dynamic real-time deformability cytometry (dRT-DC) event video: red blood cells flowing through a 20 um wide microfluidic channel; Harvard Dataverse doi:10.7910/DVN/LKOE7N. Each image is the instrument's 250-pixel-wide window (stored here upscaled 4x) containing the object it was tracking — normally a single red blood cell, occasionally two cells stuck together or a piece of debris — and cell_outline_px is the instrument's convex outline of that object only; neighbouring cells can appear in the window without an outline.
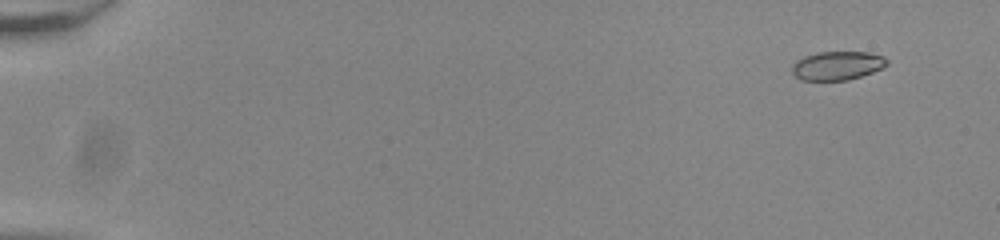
{"species": "common noctule bat (a hibernating species)", "species_latin": "Nyctalus noctula", "temperature_condition": "room temperature", "stored_images_in_passage": 12, "camera_frame_rate_fps": 3000, "um_per_image_px": 0.085, "animal": {"sex": "male", "body_mass_g": 20.0, "forearm_length_mm": 53.3}, "frame": {"image": 1, "passage_image": 2, "time_ms": 0.333, "image_size_px": [1000, 240], "cell_outline_px": [[888, 64], [884, 68], [848, 80], [800, 80], [792, 72], [792, 64], [796, 60], [804, 56], [816, 52], [868, 52], [884, 56], [888, 60]], "centroid_in_image_um": [71.18, 5.57], "position_along_channel_um": 13.8, "area_um2": 16.01}}